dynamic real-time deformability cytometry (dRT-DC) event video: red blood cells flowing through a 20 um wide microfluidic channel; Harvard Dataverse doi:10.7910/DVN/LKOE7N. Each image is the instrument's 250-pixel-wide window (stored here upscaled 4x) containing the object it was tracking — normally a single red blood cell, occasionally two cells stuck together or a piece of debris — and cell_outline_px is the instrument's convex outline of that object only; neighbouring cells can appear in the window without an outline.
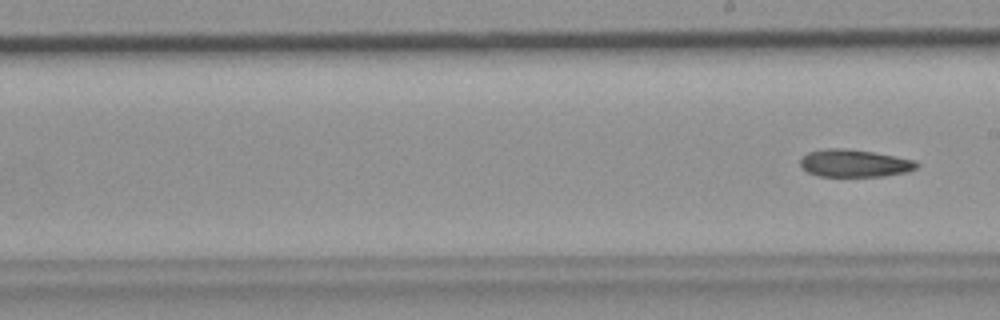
{"species": "common noctule bat (a hibernating species)", "species_latin": "Nyctalus noctula", "temperature_condition": "room temperature", "stored_images_in_passage": 13, "camera_frame_rate_fps": 3000, "um_per_image_px": 0.085, "animal": {"sex": "female", "body_mass_g": 19.9}, "frame": {"image": 1, "passage_image": 13, "time_ms": 4.0, "image_size_px": [1000, 320], "cell_outline_px": [[920, 164], [916, 168], [908, 172], [884, 176], [820, 176], [808, 172], [800, 168], [800, 160], [808, 152], [828, 148], [840, 148], [872, 152], [916, 160]], "centroid_in_image_um": [72.64, 13.88], "position_along_channel_um": 216.4, "area_um2": 18.61}}